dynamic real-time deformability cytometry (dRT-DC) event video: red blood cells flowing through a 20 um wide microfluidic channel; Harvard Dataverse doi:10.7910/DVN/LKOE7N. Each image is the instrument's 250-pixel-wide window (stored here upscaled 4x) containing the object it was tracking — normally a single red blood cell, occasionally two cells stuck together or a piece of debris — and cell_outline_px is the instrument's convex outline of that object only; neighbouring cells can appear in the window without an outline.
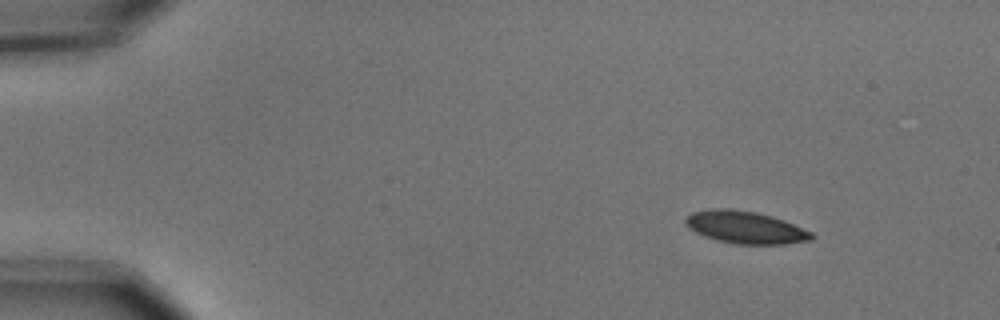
{"species": "common noctule bat (a hibernating species)", "species_latin": "Nyctalus noctula", "temperature_condition": "cold", "stored_images_in_passage": 4, "camera_frame_rate_fps": 3000, "um_per_image_px": 0.085, "animal": {"sex": "male", "body_mass_g": 15.6}, "frame": {"image": 1, "passage_image": 1, "time_ms": 0.0, "image_size_px": [1000, 320], "cell_outline_px": [[816, 236], [812, 240], [784, 244], [736, 244], [704, 236], [696, 232], [684, 224], [684, 220], [692, 212], [712, 208], [728, 208], [756, 212], [772, 216], [784, 220], [812, 232]], "centroid_in_image_um": [63.37, 19.32], "position_along_channel_um": 21.6, "area_um2": 23.76}}
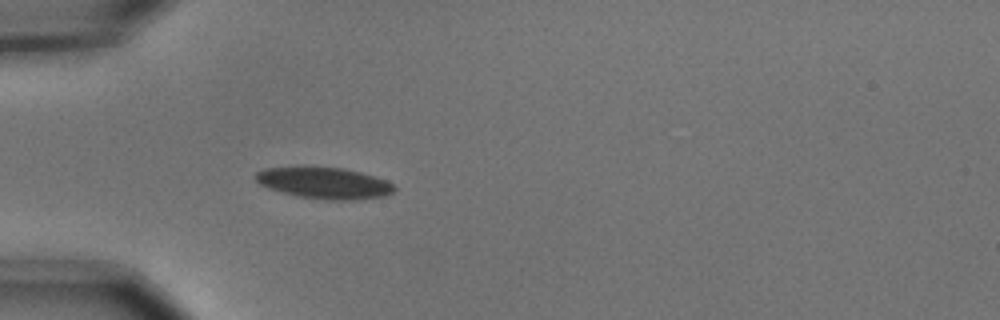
{"frame": {"image": 2, "passage_image": 4, "time_ms": 1.0, "image_size_px": [1000, 320], "cell_outline_px": [[396, 188], [392, 192], [384, 196], [352, 200], [328, 200], [300, 196], [268, 188], [260, 184], [252, 176], [256, 172], [264, 168], [296, 164], [304, 164], [344, 168], [360, 172], [388, 180]], "centroid_in_image_um": [27.49, 15.49], "position_along_channel_um": 57.5, "area_um2": 26.18}}